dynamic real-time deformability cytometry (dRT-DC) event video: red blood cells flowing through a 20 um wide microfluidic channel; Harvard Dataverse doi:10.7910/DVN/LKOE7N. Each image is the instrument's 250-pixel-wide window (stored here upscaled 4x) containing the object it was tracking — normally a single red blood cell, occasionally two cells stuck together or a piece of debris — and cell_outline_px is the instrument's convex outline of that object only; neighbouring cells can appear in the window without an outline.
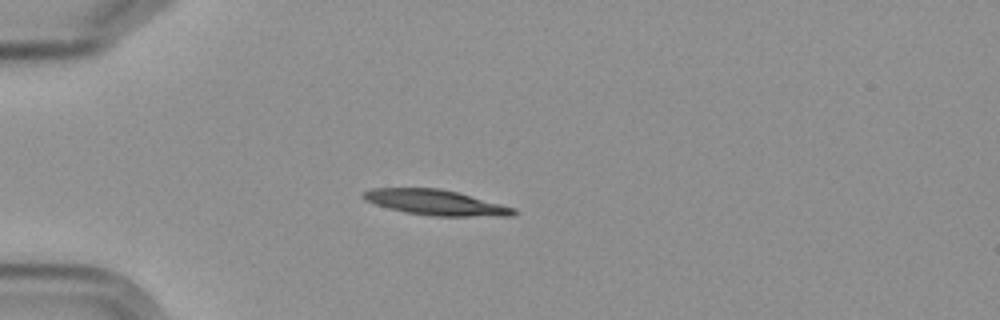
{"species": "Egyptian fruit bat (a non-hibernating species)", "species_latin": "Rousettus aegyptiacus", "temperature_condition": "cold", "stored_images_in_passage": 12, "camera_frame_rate_fps": 3000, "um_per_image_px": 0.085, "frame": {"image": 1, "passage_image": 3, "time_ms": 3.0, "image_size_px": [1000, 320], "cell_outline_px": [[516, 212], [512, 216], [432, 216], [404, 212], [388, 208], [364, 200], [364, 192], [372, 188], [440, 188], [456, 192], [516, 208]], "centroid_in_image_um": [37.03, 17.22], "position_along_channel_um": 48.0, "area_um2": 21.96}}
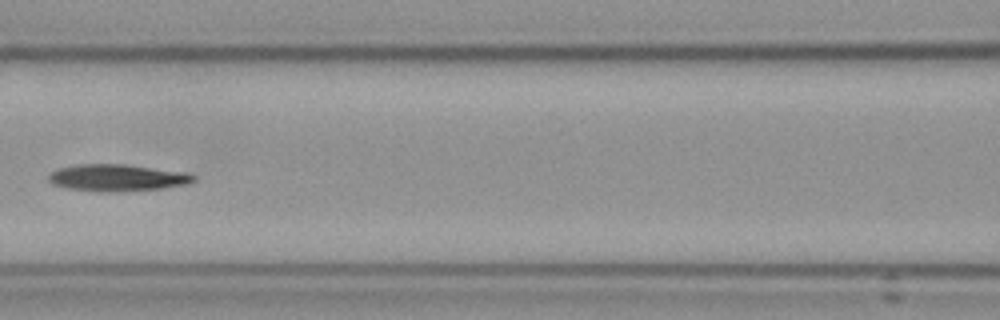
{"frame": {"image": 2, "passage_image": 6, "time_ms": 6.667, "image_size_px": [1000, 320], "cell_outline_px": [[196, 180], [188, 184], [164, 188], [116, 192], [100, 192], [68, 188], [52, 184], [48, 180], [48, 176], [52, 172], [60, 168], [76, 164], [124, 164], [188, 172], [196, 176]], "centroid_in_image_um": [10.01, 15.11], "position_along_channel_um": 156.6, "area_um2": 22.89}, "authors_computed_cell_mechanics": {"area_um2": 21.9929, "velocity_mm_per_s": 3.5636, "shape_relaxation_time_tau1_ms": 3.7058, "shape_relaxation_time_tau2_ms": null, "deformation_change_tau1": 0.1236, "deformation_change_tau2": null}}